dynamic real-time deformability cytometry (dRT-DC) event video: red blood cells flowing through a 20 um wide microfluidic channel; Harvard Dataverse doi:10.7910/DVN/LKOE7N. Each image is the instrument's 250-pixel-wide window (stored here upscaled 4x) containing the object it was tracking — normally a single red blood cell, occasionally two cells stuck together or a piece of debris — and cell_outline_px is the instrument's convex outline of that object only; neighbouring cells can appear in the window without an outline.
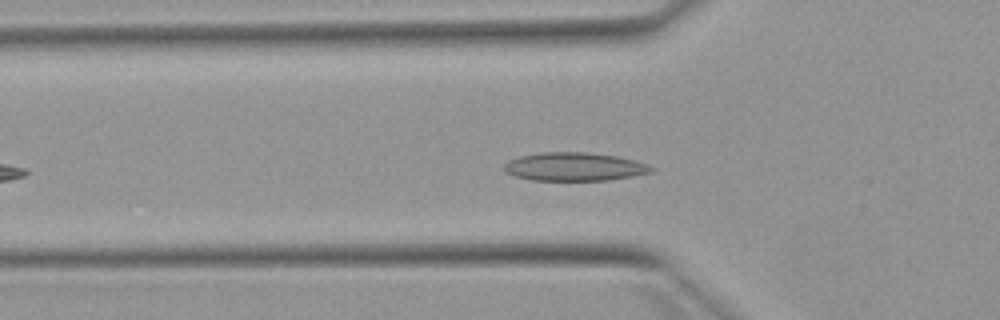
{"species": "Egyptian fruit bat (a non-hibernating species)", "species_latin": "Rousettus aegyptiacus", "temperature_condition": "warm", "stored_images_in_passage": 41, "camera_frame_rate_fps": 3000, "um_per_image_px": 0.085, "animal": {"sex": "female"}, "frame": {"image": 1, "passage_image": 9, "time_ms": 2.667, "image_size_px": [1000, 320], "cell_outline_px": [[656, 168], [652, 172], [632, 176], [608, 180], [532, 180], [516, 176], [504, 172], [504, 164], [508, 160], [520, 156], [544, 152], [584, 152], [616, 156], [636, 160], [648, 164]], "centroid_in_image_um": [48.84, 14.17], "position_along_channel_um": 77.0, "area_um2": 24.33}}
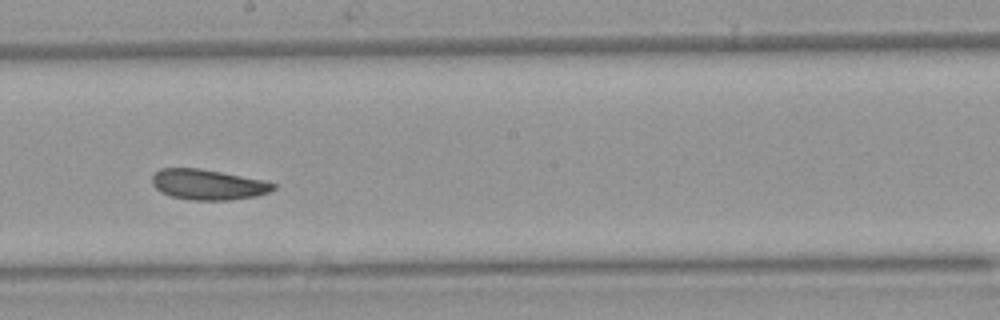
{"frame": {"image": 2, "passage_image": 21, "time_ms": 6.667, "image_size_px": [1000, 320], "cell_outline_px": [[276, 188], [268, 192], [256, 196], [228, 200], [192, 200], [172, 196], [160, 192], [152, 184], [152, 176], [160, 168], [200, 168], [264, 180], [276, 184]], "centroid_in_image_um": [17.67, 15.68], "position_along_channel_um": 230.5, "area_um2": 21.44}}
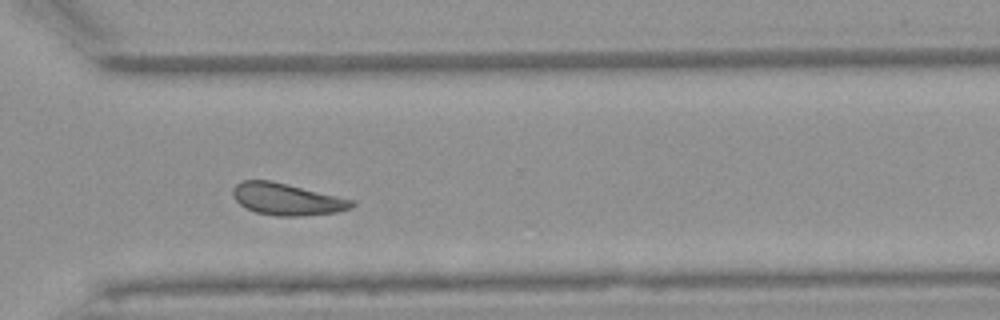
{"frame": {"image": 3, "passage_image": 30, "time_ms": 9.667, "image_size_px": [1000, 320], "cell_outline_px": [[356, 204], [352, 208], [336, 212], [304, 216], [276, 216], [256, 212], [240, 204], [232, 196], [232, 188], [240, 180], [272, 180], [352, 200]], "centroid_in_image_um": [24.35, 16.93], "position_along_channel_um": 346.3, "area_um2": 22.02}, "authors_computed_cell_mechanics": {"area_um2": 22.0218, "velocity_mm_per_s": 3.8387, "shape_relaxation_time_tau1_ms": 3.5011, "shape_relaxation_time_tau2_ms": 3.8527, "deformation_change_tau1": 0.0951, "deformation_change_tau2": 0.0915}}